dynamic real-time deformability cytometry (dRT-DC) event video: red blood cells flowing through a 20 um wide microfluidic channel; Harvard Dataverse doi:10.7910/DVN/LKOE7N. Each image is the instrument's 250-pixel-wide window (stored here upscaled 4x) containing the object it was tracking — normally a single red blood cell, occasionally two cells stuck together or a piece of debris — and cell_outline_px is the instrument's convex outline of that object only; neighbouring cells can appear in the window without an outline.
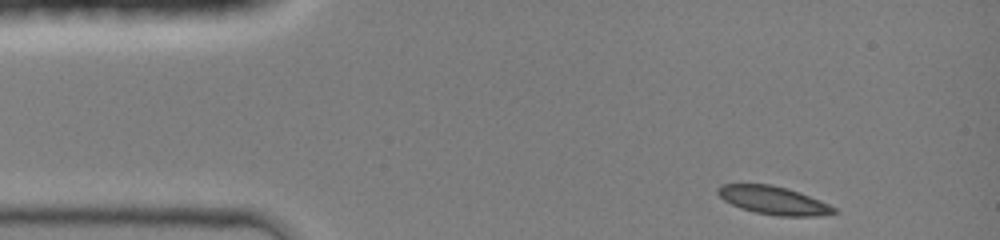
{"species": "common noctule bat (a hibernating species)", "species_latin": "Nyctalus noctula", "temperature_condition": "room temperature", "stored_images_in_passage": 32, "camera_frame_rate_fps": 3000, "um_per_image_px": 0.085, "animal": {"sex": "female", "body_mass_g": 19.0, "forearm_length_mm": 51.5}, "frame": {"image": 1, "passage_image": 1, "time_ms": 0.0, "image_size_px": [1000, 240], "cell_outline_px": [[836, 212], [820, 216], [776, 216], [756, 212], [740, 208], [724, 200], [716, 192], [716, 188], [724, 184], [772, 184], [788, 188], [800, 192], [820, 200], [836, 208]], "centroid_in_image_um": [65.74, 17.02], "position_along_channel_um": 19.3, "area_um2": 19.07}}
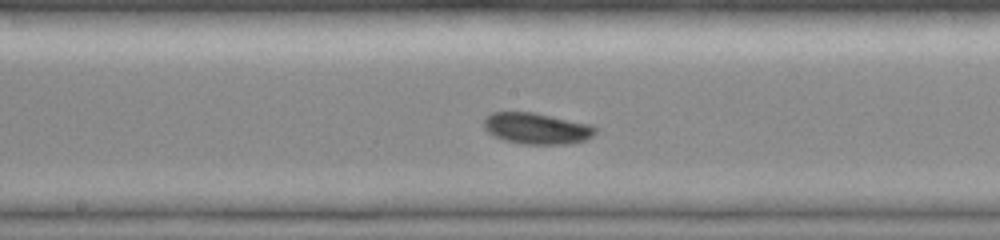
{"frame": {"image": 2, "passage_image": 19, "time_ms": 6.0, "image_size_px": [1000, 240], "cell_outline_px": [[596, 132], [592, 136], [584, 140], [568, 144], [524, 144], [504, 140], [488, 132], [484, 128], [484, 116], [492, 112], [532, 112], [592, 124], [596, 128]], "centroid_in_image_um": [45.61, 10.91], "position_along_channel_um": 202.6, "area_um2": 20.29}}
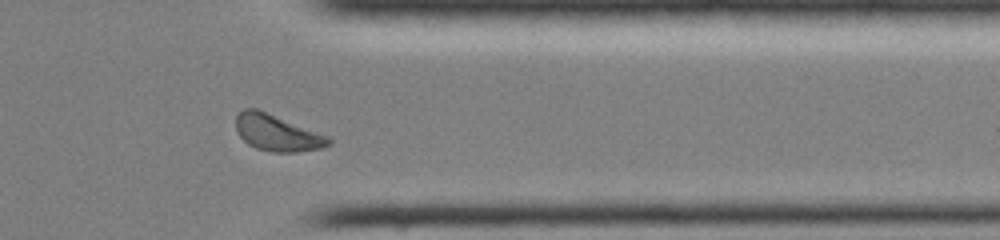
{"frame": {"image": 3, "passage_image": 32, "time_ms": 10.333, "image_size_px": [1000, 240], "cell_outline_px": [[332, 144], [320, 148], [296, 152], [272, 152], [256, 148], [248, 144], [236, 132], [236, 116], [244, 108], [256, 108], [328, 136], [332, 140]], "centroid_in_image_um": [23.54, 11.3], "position_along_channel_um": 387.9, "area_um2": 19.48}, "authors_computed_cell_mechanics": {"area_um2": 19.3919, "velocity_mm_per_s": 4.2616, "shape_relaxation_time_tau1_ms": 2.1443, "shape_relaxation_time_tau2_ms": null, "deformation_change_tau1": 0.101, "deformation_change_tau2": null}}